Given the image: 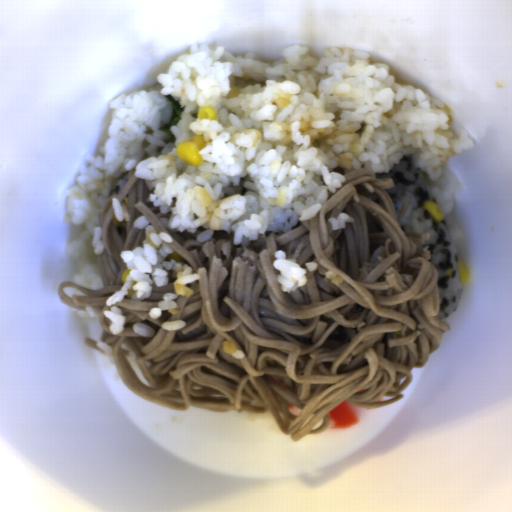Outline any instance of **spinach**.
Masks as SVG:
<instances>
[{
	"mask_svg": "<svg viewBox=\"0 0 512 512\" xmlns=\"http://www.w3.org/2000/svg\"><path fill=\"white\" fill-rule=\"evenodd\" d=\"M165 97L171 102L172 113L170 120L164 125H162L159 128V130L162 133L171 134L172 130L170 127L178 124V122L181 119L182 113L184 112V108L181 107L182 104L179 101H177L171 94H168Z\"/></svg>",
	"mask_w": 512,
	"mask_h": 512,
	"instance_id": "spinach-1",
	"label": "spinach"
}]
</instances>
